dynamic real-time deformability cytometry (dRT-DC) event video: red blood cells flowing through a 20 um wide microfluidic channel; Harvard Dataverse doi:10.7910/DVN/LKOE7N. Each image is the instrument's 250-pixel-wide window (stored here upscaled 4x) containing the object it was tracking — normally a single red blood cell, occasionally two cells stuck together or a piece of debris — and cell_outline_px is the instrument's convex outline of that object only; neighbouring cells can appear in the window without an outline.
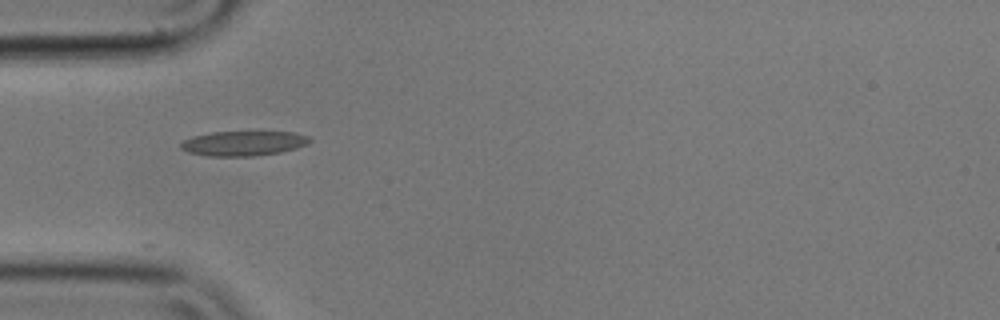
{"species": "common noctule bat (a hibernating species)", "species_latin": "Nyctalus noctula", "temperature_condition": "cold", "stored_images_in_passage": 2, "camera_frame_rate_fps": 3000, "um_per_image_px": 0.085, "animal": {"sex": "male", "body_mass_g": 17.9}, "frame": {"image": 1, "passage_image": 1, "time_ms": 0.0, "image_size_px": [1000, 320], "cell_outline_px": [[312, 140], [308, 144], [296, 148], [280, 152], [256, 156], [208, 156], [188, 152], [180, 148], [180, 144], [184, 140], [192, 136], [212, 132], [292, 132], [308, 136]], "centroid_in_image_um": [20.69, 12.19], "position_along_channel_um": 64.3, "area_um2": 18.61}}
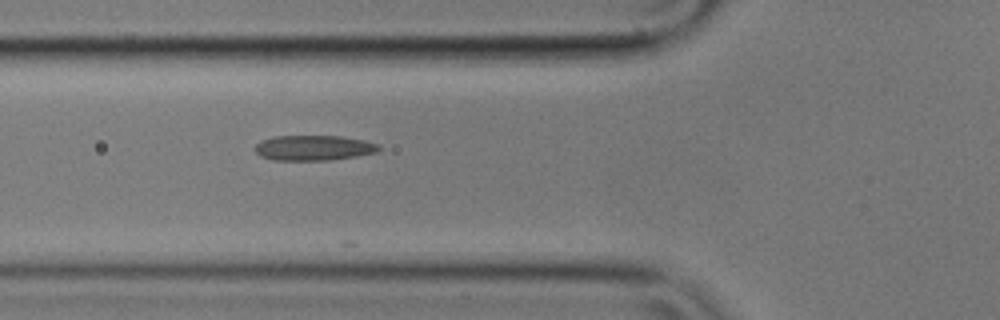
{"frame": {"image": 2, "passage_image": 2, "time_ms": 0.333, "image_size_px": [1000, 320], "cell_outline_px": [[384, 148], [376, 152], [356, 156], [328, 160], [272, 160], [260, 156], [256, 152], [256, 144], [260, 140], [272, 136], [340, 136], [364, 140], [380, 144]], "centroid_in_image_um": [26.68, 12.56], "position_along_channel_um": 99.1, "area_um2": 18.32}}